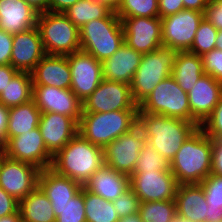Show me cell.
<instances>
[{
    "mask_svg": "<svg viewBox=\"0 0 222 222\" xmlns=\"http://www.w3.org/2000/svg\"><path fill=\"white\" fill-rule=\"evenodd\" d=\"M175 202L178 215L192 222H206L208 204L200 183L178 184Z\"/></svg>",
    "mask_w": 222,
    "mask_h": 222,
    "instance_id": "obj_25",
    "label": "cell"
},
{
    "mask_svg": "<svg viewBox=\"0 0 222 222\" xmlns=\"http://www.w3.org/2000/svg\"><path fill=\"white\" fill-rule=\"evenodd\" d=\"M33 83L30 72H18L0 94V104L13 107L32 100Z\"/></svg>",
    "mask_w": 222,
    "mask_h": 222,
    "instance_id": "obj_30",
    "label": "cell"
},
{
    "mask_svg": "<svg viewBox=\"0 0 222 222\" xmlns=\"http://www.w3.org/2000/svg\"><path fill=\"white\" fill-rule=\"evenodd\" d=\"M121 23L124 42L137 52L147 54L163 45L160 17H125Z\"/></svg>",
    "mask_w": 222,
    "mask_h": 222,
    "instance_id": "obj_16",
    "label": "cell"
},
{
    "mask_svg": "<svg viewBox=\"0 0 222 222\" xmlns=\"http://www.w3.org/2000/svg\"><path fill=\"white\" fill-rule=\"evenodd\" d=\"M97 1L106 4L113 11H116L122 2V0H97Z\"/></svg>",
    "mask_w": 222,
    "mask_h": 222,
    "instance_id": "obj_55",
    "label": "cell"
},
{
    "mask_svg": "<svg viewBox=\"0 0 222 222\" xmlns=\"http://www.w3.org/2000/svg\"><path fill=\"white\" fill-rule=\"evenodd\" d=\"M1 151L9 158L32 164L40 170L51 167L53 161V156L43 142L39 127L11 137Z\"/></svg>",
    "mask_w": 222,
    "mask_h": 222,
    "instance_id": "obj_13",
    "label": "cell"
},
{
    "mask_svg": "<svg viewBox=\"0 0 222 222\" xmlns=\"http://www.w3.org/2000/svg\"><path fill=\"white\" fill-rule=\"evenodd\" d=\"M208 207H222V175L209 174L201 183Z\"/></svg>",
    "mask_w": 222,
    "mask_h": 222,
    "instance_id": "obj_38",
    "label": "cell"
},
{
    "mask_svg": "<svg viewBox=\"0 0 222 222\" xmlns=\"http://www.w3.org/2000/svg\"><path fill=\"white\" fill-rule=\"evenodd\" d=\"M19 201L0 187V218L17 213Z\"/></svg>",
    "mask_w": 222,
    "mask_h": 222,
    "instance_id": "obj_43",
    "label": "cell"
},
{
    "mask_svg": "<svg viewBox=\"0 0 222 222\" xmlns=\"http://www.w3.org/2000/svg\"><path fill=\"white\" fill-rule=\"evenodd\" d=\"M104 164L103 148L77 133L53 156L51 168L83 186Z\"/></svg>",
    "mask_w": 222,
    "mask_h": 222,
    "instance_id": "obj_2",
    "label": "cell"
},
{
    "mask_svg": "<svg viewBox=\"0 0 222 222\" xmlns=\"http://www.w3.org/2000/svg\"><path fill=\"white\" fill-rule=\"evenodd\" d=\"M191 109V122L199 126L212 114L222 96V82L207 74L187 93Z\"/></svg>",
    "mask_w": 222,
    "mask_h": 222,
    "instance_id": "obj_18",
    "label": "cell"
},
{
    "mask_svg": "<svg viewBox=\"0 0 222 222\" xmlns=\"http://www.w3.org/2000/svg\"><path fill=\"white\" fill-rule=\"evenodd\" d=\"M137 125L138 110L83 113L78 123V133L92 144L104 149Z\"/></svg>",
    "mask_w": 222,
    "mask_h": 222,
    "instance_id": "obj_4",
    "label": "cell"
},
{
    "mask_svg": "<svg viewBox=\"0 0 222 222\" xmlns=\"http://www.w3.org/2000/svg\"><path fill=\"white\" fill-rule=\"evenodd\" d=\"M212 139L198 127L170 162L178 184L201 183L211 174Z\"/></svg>",
    "mask_w": 222,
    "mask_h": 222,
    "instance_id": "obj_3",
    "label": "cell"
},
{
    "mask_svg": "<svg viewBox=\"0 0 222 222\" xmlns=\"http://www.w3.org/2000/svg\"><path fill=\"white\" fill-rule=\"evenodd\" d=\"M220 221H222V207L220 208L208 207V217H206V222H220Z\"/></svg>",
    "mask_w": 222,
    "mask_h": 222,
    "instance_id": "obj_52",
    "label": "cell"
},
{
    "mask_svg": "<svg viewBox=\"0 0 222 222\" xmlns=\"http://www.w3.org/2000/svg\"><path fill=\"white\" fill-rule=\"evenodd\" d=\"M38 127L52 156L78 133V123L73 118L53 112L41 113Z\"/></svg>",
    "mask_w": 222,
    "mask_h": 222,
    "instance_id": "obj_19",
    "label": "cell"
},
{
    "mask_svg": "<svg viewBox=\"0 0 222 222\" xmlns=\"http://www.w3.org/2000/svg\"><path fill=\"white\" fill-rule=\"evenodd\" d=\"M170 170V163L147 142L141 149L133 172H155Z\"/></svg>",
    "mask_w": 222,
    "mask_h": 222,
    "instance_id": "obj_37",
    "label": "cell"
},
{
    "mask_svg": "<svg viewBox=\"0 0 222 222\" xmlns=\"http://www.w3.org/2000/svg\"><path fill=\"white\" fill-rule=\"evenodd\" d=\"M145 143V135L137 125L130 132L122 134L103 149L104 162L114 170L130 176Z\"/></svg>",
    "mask_w": 222,
    "mask_h": 222,
    "instance_id": "obj_11",
    "label": "cell"
},
{
    "mask_svg": "<svg viewBox=\"0 0 222 222\" xmlns=\"http://www.w3.org/2000/svg\"><path fill=\"white\" fill-rule=\"evenodd\" d=\"M204 74L222 82V50L213 49L201 56Z\"/></svg>",
    "mask_w": 222,
    "mask_h": 222,
    "instance_id": "obj_41",
    "label": "cell"
},
{
    "mask_svg": "<svg viewBox=\"0 0 222 222\" xmlns=\"http://www.w3.org/2000/svg\"><path fill=\"white\" fill-rule=\"evenodd\" d=\"M204 18L217 30H222V1L210 0L205 9Z\"/></svg>",
    "mask_w": 222,
    "mask_h": 222,
    "instance_id": "obj_42",
    "label": "cell"
},
{
    "mask_svg": "<svg viewBox=\"0 0 222 222\" xmlns=\"http://www.w3.org/2000/svg\"><path fill=\"white\" fill-rule=\"evenodd\" d=\"M56 222H86L84 206V187L73 198L51 201Z\"/></svg>",
    "mask_w": 222,
    "mask_h": 222,
    "instance_id": "obj_33",
    "label": "cell"
},
{
    "mask_svg": "<svg viewBox=\"0 0 222 222\" xmlns=\"http://www.w3.org/2000/svg\"><path fill=\"white\" fill-rule=\"evenodd\" d=\"M37 27L46 54L68 55L81 50L79 29L64 13H39Z\"/></svg>",
    "mask_w": 222,
    "mask_h": 222,
    "instance_id": "obj_7",
    "label": "cell"
},
{
    "mask_svg": "<svg viewBox=\"0 0 222 222\" xmlns=\"http://www.w3.org/2000/svg\"><path fill=\"white\" fill-rule=\"evenodd\" d=\"M19 71L12 65H0V94Z\"/></svg>",
    "mask_w": 222,
    "mask_h": 222,
    "instance_id": "obj_47",
    "label": "cell"
},
{
    "mask_svg": "<svg viewBox=\"0 0 222 222\" xmlns=\"http://www.w3.org/2000/svg\"><path fill=\"white\" fill-rule=\"evenodd\" d=\"M32 100L41 113H58L73 118L77 123L83 114V102L71 89L47 85H33Z\"/></svg>",
    "mask_w": 222,
    "mask_h": 222,
    "instance_id": "obj_17",
    "label": "cell"
},
{
    "mask_svg": "<svg viewBox=\"0 0 222 222\" xmlns=\"http://www.w3.org/2000/svg\"><path fill=\"white\" fill-rule=\"evenodd\" d=\"M115 13L120 19L125 17H159L158 0H122Z\"/></svg>",
    "mask_w": 222,
    "mask_h": 222,
    "instance_id": "obj_35",
    "label": "cell"
},
{
    "mask_svg": "<svg viewBox=\"0 0 222 222\" xmlns=\"http://www.w3.org/2000/svg\"><path fill=\"white\" fill-rule=\"evenodd\" d=\"M172 222H192V221H190L187 218H184V217L176 214L174 219L172 220Z\"/></svg>",
    "mask_w": 222,
    "mask_h": 222,
    "instance_id": "obj_57",
    "label": "cell"
},
{
    "mask_svg": "<svg viewBox=\"0 0 222 222\" xmlns=\"http://www.w3.org/2000/svg\"><path fill=\"white\" fill-rule=\"evenodd\" d=\"M86 222H118L120 217L112 202L84 188Z\"/></svg>",
    "mask_w": 222,
    "mask_h": 222,
    "instance_id": "obj_32",
    "label": "cell"
},
{
    "mask_svg": "<svg viewBox=\"0 0 222 222\" xmlns=\"http://www.w3.org/2000/svg\"><path fill=\"white\" fill-rule=\"evenodd\" d=\"M38 186L50 201H62L73 198L83 186L67 176L58 174L51 167L40 170Z\"/></svg>",
    "mask_w": 222,
    "mask_h": 222,
    "instance_id": "obj_26",
    "label": "cell"
},
{
    "mask_svg": "<svg viewBox=\"0 0 222 222\" xmlns=\"http://www.w3.org/2000/svg\"><path fill=\"white\" fill-rule=\"evenodd\" d=\"M71 71L72 92L84 102L100 85L102 63L82 50L66 55Z\"/></svg>",
    "mask_w": 222,
    "mask_h": 222,
    "instance_id": "obj_15",
    "label": "cell"
},
{
    "mask_svg": "<svg viewBox=\"0 0 222 222\" xmlns=\"http://www.w3.org/2000/svg\"><path fill=\"white\" fill-rule=\"evenodd\" d=\"M120 218L139 213L141 201L131 188L112 202Z\"/></svg>",
    "mask_w": 222,
    "mask_h": 222,
    "instance_id": "obj_39",
    "label": "cell"
},
{
    "mask_svg": "<svg viewBox=\"0 0 222 222\" xmlns=\"http://www.w3.org/2000/svg\"><path fill=\"white\" fill-rule=\"evenodd\" d=\"M143 54L125 42L109 58L102 61L103 79L131 84Z\"/></svg>",
    "mask_w": 222,
    "mask_h": 222,
    "instance_id": "obj_21",
    "label": "cell"
},
{
    "mask_svg": "<svg viewBox=\"0 0 222 222\" xmlns=\"http://www.w3.org/2000/svg\"><path fill=\"white\" fill-rule=\"evenodd\" d=\"M218 30L205 18L201 21L189 52L199 56L215 49Z\"/></svg>",
    "mask_w": 222,
    "mask_h": 222,
    "instance_id": "obj_36",
    "label": "cell"
},
{
    "mask_svg": "<svg viewBox=\"0 0 222 222\" xmlns=\"http://www.w3.org/2000/svg\"><path fill=\"white\" fill-rule=\"evenodd\" d=\"M112 11L106 4L97 0H78L63 13L80 29L91 20L106 18Z\"/></svg>",
    "mask_w": 222,
    "mask_h": 222,
    "instance_id": "obj_31",
    "label": "cell"
},
{
    "mask_svg": "<svg viewBox=\"0 0 222 222\" xmlns=\"http://www.w3.org/2000/svg\"><path fill=\"white\" fill-rule=\"evenodd\" d=\"M138 110L129 84L102 79L100 85L83 102V113Z\"/></svg>",
    "mask_w": 222,
    "mask_h": 222,
    "instance_id": "obj_10",
    "label": "cell"
},
{
    "mask_svg": "<svg viewBox=\"0 0 222 222\" xmlns=\"http://www.w3.org/2000/svg\"><path fill=\"white\" fill-rule=\"evenodd\" d=\"M40 169L0 153V187L18 201L38 186Z\"/></svg>",
    "mask_w": 222,
    "mask_h": 222,
    "instance_id": "obj_12",
    "label": "cell"
},
{
    "mask_svg": "<svg viewBox=\"0 0 222 222\" xmlns=\"http://www.w3.org/2000/svg\"><path fill=\"white\" fill-rule=\"evenodd\" d=\"M38 12L24 0H0V29L17 34L37 26Z\"/></svg>",
    "mask_w": 222,
    "mask_h": 222,
    "instance_id": "obj_23",
    "label": "cell"
},
{
    "mask_svg": "<svg viewBox=\"0 0 222 222\" xmlns=\"http://www.w3.org/2000/svg\"><path fill=\"white\" fill-rule=\"evenodd\" d=\"M129 179L141 202L175 200L178 183L170 170L133 172Z\"/></svg>",
    "mask_w": 222,
    "mask_h": 222,
    "instance_id": "obj_14",
    "label": "cell"
},
{
    "mask_svg": "<svg viewBox=\"0 0 222 222\" xmlns=\"http://www.w3.org/2000/svg\"><path fill=\"white\" fill-rule=\"evenodd\" d=\"M45 55L37 26L13 34L10 65L19 72H31Z\"/></svg>",
    "mask_w": 222,
    "mask_h": 222,
    "instance_id": "obj_20",
    "label": "cell"
},
{
    "mask_svg": "<svg viewBox=\"0 0 222 222\" xmlns=\"http://www.w3.org/2000/svg\"><path fill=\"white\" fill-rule=\"evenodd\" d=\"M139 214L143 222H172L177 214L175 200L141 202Z\"/></svg>",
    "mask_w": 222,
    "mask_h": 222,
    "instance_id": "obj_34",
    "label": "cell"
},
{
    "mask_svg": "<svg viewBox=\"0 0 222 222\" xmlns=\"http://www.w3.org/2000/svg\"><path fill=\"white\" fill-rule=\"evenodd\" d=\"M118 222H143L139 213L120 218Z\"/></svg>",
    "mask_w": 222,
    "mask_h": 222,
    "instance_id": "obj_54",
    "label": "cell"
},
{
    "mask_svg": "<svg viewBox=\"0 0 222 222\" xmlns=\"http://www.w3.org/2000/svg\"><path fill=\"white\" fill-rule=\"evenodd\" d=\"M13 34L0 29V65L10 64Z\"/></svg>",
    "mask_w": 222,
    "mask_h": 222,
    "instance_id": "obj_44",
    "label": "cell"
},
{
    "mask_svg": "<svg viewBox=\"0 0 222 222\" xmlns=\"http://www.w3.org/2000/svg\"><path fill=\"white\" fill-rule=\"evenodd\" d=\"M204 12L183 9L161 18L162 43L177 51H189Z\"/></svg>",
    "mask_w": 222,
    "mask_h": 222,
    "instance_id": "obj_9",
    "label": "cell"
},
{
    "mask_svg": "<svg viewBox=\"0 0 222 222\" xmlns=\"http://www.w3.org/2000/svg\"><path fill=\"white\" fill-rule=\"evenodd\" d=\"M18 211L22 222H56L52 203L39 186L19 201Z\"/></svg>",
    "mask_w": 222,
    "mask_h": 222,
    "instance_id": "obj_27",
    "label": "cell"
},
{
    "mask_svg": "<svg viewBox=\"0 0 222 222\" xmlns=\"http://www.w3.org/2000/svg\"><path fill=\"white\" fill-rule=\"evenodd\" d=\"M211 173L222 175V138L212 139Z\"/></svg>",
    "mask_w": 222,
    "mask_h": 222,
    "instance_id": "obj_45",
    "label": "cell"
},
{
    "mask_svg": "<svg viewBox=\"0 0 222 222\" xmlns=\"http://www.w3.org/2000/svg\"><path fill=\"white\" fill-rule=\"evenodd\" d=\"M138 111L191 122V109L187 92L179 87L171 75L154 88L138 106Z\"/></svg>",
    "mask_w": 222,
    "mask_h": 222,
    "instance_id": "obj_8",
    "label": "cell"
},
{
    "mask_svg": "<svg viewBox=\"0 0 222 222\" xmlns=\"http://www.w3.org/2000/svg\"><path fill=\"white\" fill-rule=\"evenodd\" d=\"M177 53V50L162 45L143 54L130 84L133 100L138 106L162 80L171 75Z\"/></svg>",
    "mask_w": 222,
    "mask_h": 222,
    "instance_id": "obj_6",
    "label": "cell"
},
{
    "mask_svg": "<svg viewBox=\"0 0 222 222\" xmlns=\"http://www.w3.org/2000/svg\"><path fill=\"white\" fill-rule=\"evenodd\" d=\"M83 187L87 191L113 202L130 188V179L128 175L122 174L104 164L91 175Z\"/></svg>",
    "mask_w": 222,
    "mask_h": 222,
    "instance_id": "obj_24",
    "label": "cell"
},
{
    "mask_svg": "<svg viewBox=\"0 0 222 222\" xmlns=\"http://www.w3.org/2000/svg\"><path fill=\"white\" fill-rule=\"evenodd\" d=\"M210 0H183L184 9L205 12Z\"/></svg>",
    "mask_w": 222,
    "mask_h": 222,
    "instance_id": "obj_50",
    "label": "cell"
},
{
    "mask_svg": "<svg viewBox=\"0 0 222 222\" xmlns=\"http://www.w3.org/2000/svg\"><path fill=\"white\" fill-rule=\"evenodd\" d=\"M0 222H22L19 211L0 218Z\"/></svg>",
    "mask_w": 222,
    "mask_h": 222,
    "instance_id": "obj_53",
    "label": "cell"
},
{
    "mask_svg": "<svg viewBox=\"0 0 222 222\" xmlns=\"http://www.w3.org/2000/svg\"><path fill=\"white\" fill-rule=\"evenodd\" d=\"M33 85L70 89L71 71L66 55L46 54L30 72Z\"/></svg>",
    "mask_w": 222,
    "mask_h": 222,
    "instance_id": "obj_22",
    "label": "cell"
},
{
    "mask_svg": "<svg viewBox=\"0 0 222 222\" xmlns=\"http://www.w3.org/2000/svg\"><path fill=\"white\" fill-rule=\"evenodd\" d=\"M9 118V108L0 104V149L6 143V130Z\"/></svg>",
    "mask_w": 222,
    "mask_h": 222,
    "instance_id": "obj_48",
    "label": "cell"
},
{
    "mask_svg": "<svg viewBox=\"0 0 222 222\" xmlns=\"http://www.w3.org/2000/svg\"><path fill=\"white\" fill-rule=\"evenodd\" d=\"M38 13H44L48 11L49 0H24Z\"/></svg>",
    "mask_w": 222,
    "mask_h": 222,
    "instance_id": "obj_51",
    "label": "cell"
},
{
    "mask_svg": "<svg viewBox=\"0 0 222 222\" xmlns=\"http://www.w3.org/2000/svg\"><path fill=\"white\" fill-rule=\"evenodd\" d=\"M138 126L142 129L146 142L169 163L198 124L178 118L138 111Z\"/></svg>",
    "mask_w": 222,
    "mask_h": 222,
    "instance_id": "obj_1",
    "label": "cell"
},
{
    "mask_svg": "<svg viewBox=\"0 0 222 222\" xmlns=\"http://www.w3.org/2000/svg\"><path fill=\"white\" fill-rule=\"evenodd\" d=\"M81 50L99 61L109 58L124 42L121 19L115 11L91 20L79 29Z\"/></svg>",
    "mask_w": 222,
    "mask_h": 222,
    "instance_id": "obj_5",
    "label": "cell"
},
{
    "mask_svg": "<svg viewBox=\"0 0 222 222\" xmlns=\"http://www.w3.org/2000/svg\"><path fill=\"white\" fill-rule=\"evenodd\" d=\"M211 139L222 138V96L212 114L200 125Z\"/></svg>",
    "mask_w": 222,
    "mask_h": 222,
    "instance_id": "obj_40",
    "label": "cell"
},
{
    "mask_svg": "<svg viewBox=\"0 0 222 222\" xmlns=\"http://www.w3.org/2000/svg\"><path fill=\"white\" fill-rule=\"evenodd\" d=\"M41 111L33 100L9 108L6 142L39 126Z\"/></svg>",
    "mask_w": 222,
    "mask_h": 222,
    "instance_id": "obj_29",
    "label": "cell"
},
{
    "mask_svg": "<svg viewBox=\"0 0 222 222\" xmlns=\"http://www.w3.org/2000/svg\"><path fill=\"white\" fill-rule=\"evenodd\" d=\"M203 74L201 56L189 51H178L171 76L182 90L188 93Z\"/></svg>",
    "mask_w": 222,
    "mask_h": 222,
    "instance_id": "obj_28",
    "label": "cell"
},
{
    "mask_svg": "<svg viewBox=\"0 0 222 222\" xmlns=\"http://www.w3.org/2000/svg\"><path fill=\"white\" fill-rule=\"evenodd\" d=\"M78 0H49L48 11L64 12L70 6H73Z\"/></svg>",
    "mask_w": 222,
    "mask_h": 222,
    "instance_id": "obj_49",
    "label": "cell"
},
{
    "mask_svg": "<svg viewBox=\"0 0 222 222\" xmlns=\"http://www.w3.org/2000/svg\"><path fill=\"white\" fill-rule=\"evenodd\" d=\"M215 48L222 50V30H218V35L216 38Z\"/></svg>",
    "mask_w": 222,
    "mask_h": 222,
    "instance_id": "obj_56",
    "label": "cell"
},
{
    "mask_svg": "<svg viewBox=\"0 0 222 222\" xmlns=\"http://www.w3.org/2000/svg\"><path fill=\"white\" fill-rule=\"evenodd\" d=\"M159 17L175 14L184 9L183 0H158Z\"/></svg>",
    "mask_w": 222,
    "mask_h": 222,
    "instance_id": "obj_46",
    "label": "cell"
}]
</instances>
